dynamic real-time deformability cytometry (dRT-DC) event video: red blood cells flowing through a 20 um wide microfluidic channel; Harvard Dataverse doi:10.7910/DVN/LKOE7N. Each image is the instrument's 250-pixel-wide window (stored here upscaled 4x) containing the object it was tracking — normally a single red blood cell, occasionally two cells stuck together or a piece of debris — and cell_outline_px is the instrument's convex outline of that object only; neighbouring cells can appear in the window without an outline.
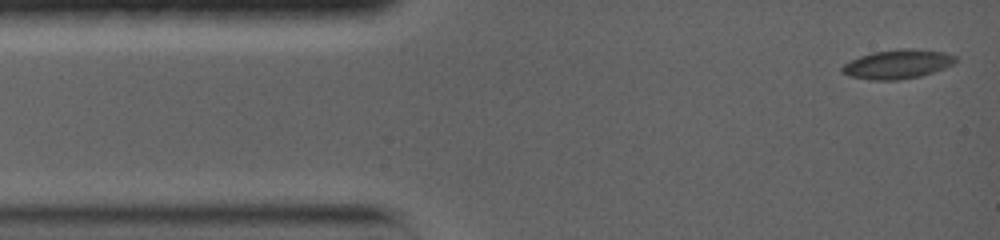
{"species": "common noctule bat (a hibernating species)", "species_latin": "Nyctalus noctula", "temperature_condition": "warm", "stored_images_in_passage": 37, "camera_frame_rate_fps": 5000, "um_per_image_px": 0.085, "animal": {"sex": "female", "body_mass_g": 19.0, "forearm_length_mm": 56.7}, "frame": {"image": 1, "passage_image": 1, "time_ms": 0.0, "image_size_px": [1000, 240], "cell_outline_px": [[956, 60], [952, 64], [944, 68], [920, 76], [900, 80], [872, 80], [848, 76], [840, 72], [840, 68], [844, 64], [860, 56], [872, 52], [904, 48], [912, 48], [944, 52], [956, 56]], "centroid_in_image_um": [76.26, 5.45], "position_along_channel_um": 8.7, "area_um2": 19.25}}
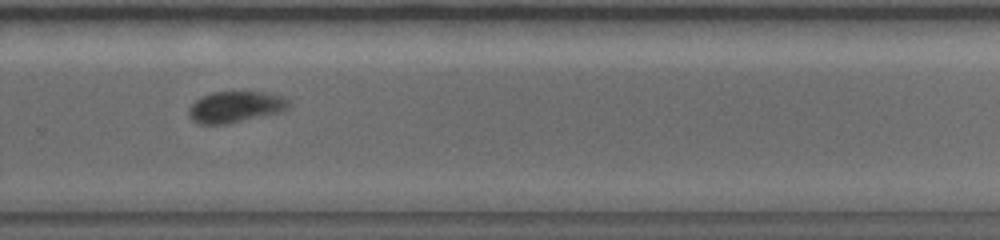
{"frame": {"image": 2, "passage_image": 23, "time_ms": 10.0, "image_size_px": [1000, 240], "cell_outline_px": [[292, 104], [284, 112], [228, 124], [200, 124], [192, 120], [188, 116], [188, 108], [196, 100], [212, 92], [264, 92], [280, 96], [288, 100]], "centroid_in_image_um": [20.04, 9.1], "position_along_channel_um": 309.8, "area_um2": 18.38}}
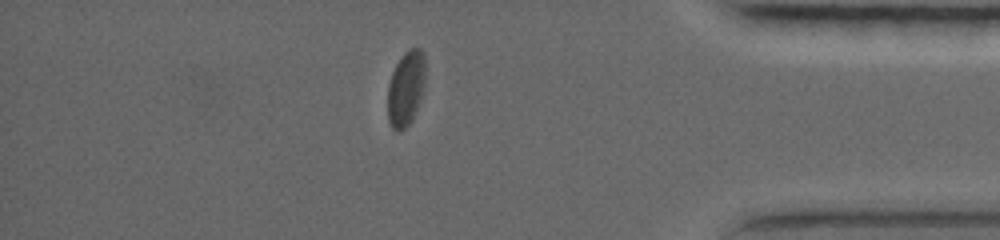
{"frame": {"image": 3, "passage_image": 30, "time_ms": 13.2, "image_size_px": [1000, 240], "cell_outline_px": [[424, 84], [412, 120], [400, 132], [396, 132], [392, 128], [388, 120], [388, 84], [392, 72], [400, 56], [408, 48], [420, 48], [424, 52]], "centroid_in_image_um": [34.47, 7.49], "position_along_channel_um": 400.7, "area_um2": 16.36}, "authors_computed_cell_mechanics": {"area_um2": 18.5538, "velocity_mm_per_s": 3.711, "shape_relaxation_time_tau1_ms": 2.3156, "shape_relaxation_time_tau2_ms": 1.5725, "deformation_change_tau1": 0.1185, "deformation_change_tau2": 0.0522}}